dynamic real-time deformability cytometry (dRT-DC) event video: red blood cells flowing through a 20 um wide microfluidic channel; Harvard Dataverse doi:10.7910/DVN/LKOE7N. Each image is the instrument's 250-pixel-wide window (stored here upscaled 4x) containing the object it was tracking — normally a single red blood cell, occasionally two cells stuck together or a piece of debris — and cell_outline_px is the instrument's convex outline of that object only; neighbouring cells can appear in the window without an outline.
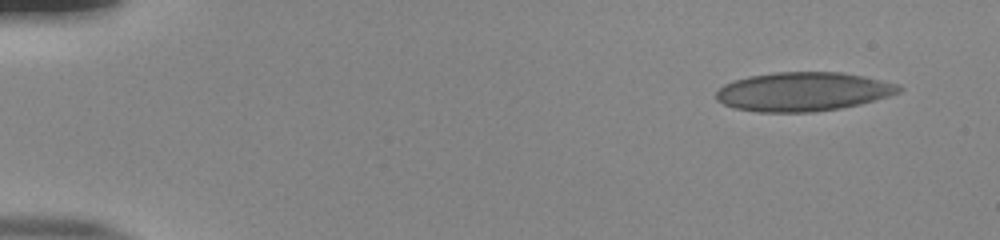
{"species": "human", "species_latin": "Homo sapiens", "temperature_condition": "room temperature", "stored_images_in_passage": 50, "camera_frame_rate_fps": 3000, "um_per_image_px": 0.085, "donor": {"sex": "male"}, "frame": {"image": 1, "passage_image": 1, "time_ms": 0.0, "image_size_px": [1000, 240], "cell_outline_px": [[904, 88], [900, 92], [888, 96], [860, 104], [840, 108], [812, 112], [756, 112], [732, 108], [716, 100], [716, 92], [724, 84], [748, 76], [776, 72], [840, 72], [864, 76], [900, 84]], "centroid_in_image_um": [68.26, 7.79], "position_along_channel_um": 16.7, "area_um2": 41.62}}
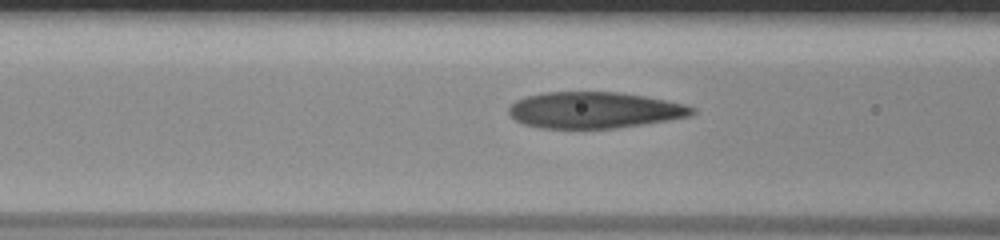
{"frame": {"image": 2, "passage_image": 19, "time_ms": 6.0, "image_size_px": [1000, 240], "cell_outline_px": [[696, 112], [692, 116], [644, 124], [616, 128], [540, 128], [524, 124], [508, 116], [508, 108], [516, 100], [524, 96], [544, 92], [616, 92], [644, 96], [684, 104], [696, 108]], "centroid_in_image_um": [50.5, 9.36], "position_along_channel_um": 116.1, "area_um2": 38.9}}
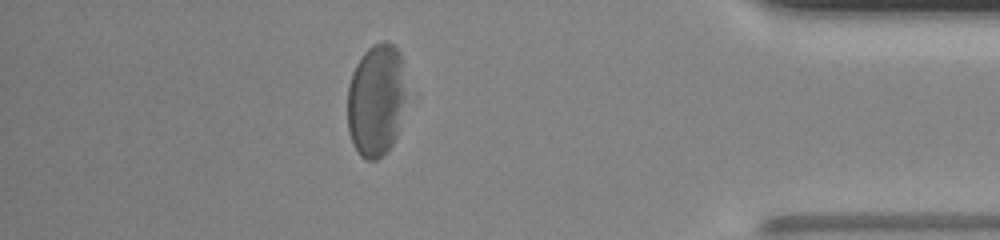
{"frame": {"image": 3, "passage_image": 44, "time_ms": 14.333, "image_size_px": [1000, 240], "cell_outline_px": [[404, 100], [396, 136], [392, 144], [376, 160], [364, 160], [360, 156], [348, 132], [348, 84], [352, 72], [356, 64], [364, 52], [372, 44], [380, 40], [388, 40], [400, 52], [404, 96]], "centroid_in_image_um": [31.93, 8.48], "position_along_channel_um": 403.3, "area_um2": 38.15}, "authors_computed_cell_mechanics": {"area_um2": 40.4889, "velocity_mm_per_s": 3.8361, "shape_relaxation_time_tau1_ms": 5.0827, "shape_relaxation_time_tau2_ms": 1.3375, "deformation_change_tau1": 0.2013, "deformation_change_tau2": 0.0946}}